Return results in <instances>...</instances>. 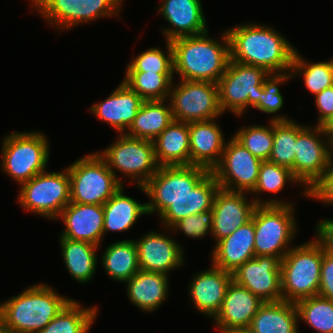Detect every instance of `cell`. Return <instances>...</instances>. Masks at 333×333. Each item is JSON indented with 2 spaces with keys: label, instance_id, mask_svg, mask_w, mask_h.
Masks as SVG:
<instances>
[{
  "label": "cell",
  "instance_id": "cell-48",
  "mask_svg": "<svg viewBox=\"0 0 333 333\" xmlns=\"http://www.w3.org/2000/svg\"><path fill=\"white\" fill-rule=\"evenodd\" d=\"M323 131L326 133L328 155L330 161H333V129H323Z\"/></svg>",
  "mask_w": 333,
  "mask_h": 333
},
{
  "label": "cell",
  "instance_id": "cell-15",
  "mask_svg": "<svg viewBox=\"0 0 333 333\" xmlns=\"http://www.w3.org/2000/svg\"><path fill=\"white\" fill-rule=\"evenodd\" d=\"M325 136L326 133L321 126L312 127L297 123L293 175L304 186L305 191L301 193H304L306 197L307 190L323 174L330 163Z\"/></svg>",
  "mask_w": 333,
  "mask_h": 333
},
{
  "label": "cell",
  "instance_id": "cell-32",
  "mask_svg": "<svg viewBox=\"0 0 333 333\" xmlns=\"http://www.w3.org/2000/svg\"><path fill=\"white\" fill-rule=\"evenodd\" d=\"M59 245L70 276L80 283H88L95 274L99 246L68 238H60Z\"/></svg>",
  "mask_w": 333,
  "mask_h": 333
},
{
  "label": "cell",
  "instance_id": "cell-8",
  "mask_svg": "<svg viewBox=\"0 0 333 333\" xmlns=\"http://www.w3.org/2000/svg\"><path fill=\"white\" fill-rule=\"evenodd\" d=\"M97 153L121 184L116 170L132 179L131 183L134 181L138 186H144L159 167L155 159L154 142L126 134H120L113 144Z\"/></svg>",
  "mask_w": 333,
  "mask_h": 333
},
{
  "label": "cell",
  "instance_id": "cell-47",
  "mask_svg": "<svg viewBox=\"0 0 333 333\" xmlns=\"http://www.w3.org/2000/svg\"><path fill=\"white\" fill-rule=\"evenodd\" d=\"M317 236L323 241L326 248L333 252V218L324 219L316 226Z\"/></svg>",
  "mask_w": 333,
  "mask_h": 333
},
{
  "label": "cell",
  "instance_id": "cell-25",
  "mask_svg": "<svg viewBox=\"0 0 333 333\" xmlns=\"http://www.w3.org/2000/svg\"><path fill=\"white\" fill-rule=\"evenodd\" d=\"M255 230L253 214L251 219L229 236L219 240L212 250V264L233 273L246 261L255 257Z\"/></svg>",
  "mask_w": 333,
  "mask_h": 333
},
{
  "label": "cell",
  "instance_id": "cell-26",
  "mask_svg": "<svg viewBox=\"0 0 333 333\" xmlns=\"http://www.w3.org/2000/svg\"><path fill=\"white\" fill-rule=\"evenodd\" d=\"M215 176L210 171L185 197L177 198L160 215L163 225L170 228L184 217L211 210L219 190Z\"/></svg>",
  "mask_w": 333,
  "mask_h": 333
},
{
  "label": "cell",
  "instance_id": "cell-6",
  "mask_svg": "<svg viewBox=\"0 0 333 333\" xmlns=\"http://www.w3.org/2000/svg\"><path fill=\"white\" fill-rule=\"evenodd\" d=\"M67 170L70 202L103 205L123 186L97 152L77 159Z\"/></svg>",
  "mask_w": 333,
  "mask_h": 333
},
{
  "label": "cell",
  "instance_id": "cell-21",
  "mask_svg": "<svg viewBox=\"0 0 333 333\" xmlns=\"http://www.w3.org/2000/svg\"><path fill=\"white\" fill-rule=\"evenodd\" d=\"M158 11L171 24L161 30L166 41L208 32L201 0H162Z\"/></svg>",
  "mask_w": 333,
  "mask_h": 333
},
{
  "label": "cell",
  "instance_id": "cell-23",
  "mask_svg": "<svg viewBox=\"0 0 333 333\" xmlns=\"http://www.w3.org/2000/svg\"><path fill=\"white\" fill-rule=\"evenodd\" d=\"M232 273L211 264V268L194 275L189 296L197 311L214 318L220 311Z\"/></svg>",
  "mask_w": 333,
  "mask_h": 333
},
{
  "label": "cell",
  "instance_id": "cell-46",
  "mask_svg": "<svg viewBox=\"0 0 333 333\" xmlns=\"http://www.w3.org/2000/svg\"><path fill=\"white\" fill-rule=\"evenodd\" d=\"M314 96L316 108L319 113L318 123L316 125L322 126L333 114V85Z\"/></svg>",
  "mask_w": 333,
  "mask_h": 333
},
{
  "label": "cell",
  "instance_id": "cell-16",
  "mask_svg": "<svg viewBox=\"0 0 333 333\" xmlns=\"http://www.w3.org/2000/svg\"><path fill=\"white\" fill-rule=\"evenodd\" d=\"M246 192L229 191L219 188L212 207L213 226L211 236L215 241L229 236L237 228L248 222L257 205H290V202L278 201L275 198L262 201L254 198L248 201Z\"/></svg>",
  "mask_w": 333,
  "mask_h": 333
},
{
  "label": "cell",
  "instance_id": "cell-10",
  "mask_svg": "<svg viewBox=\"0 0 333 333\" xmlns=\"http://www.w3.org/2000/svg\"><path fill=\"white\" fill-rule=\"evenodd\" d=\"M209 172L195 165L159 166L144 186H138L149 197L148 215L156 212L160 215L175 199L192 191Z\"/></svg>",
  "mask_w": 333,
  "mask_h": 333
},
{
  "label": "cell",
  "instance_id": "cell-5",
  "mask_svg": "<svg viewBox=\"0 0 333 333\" xmlns=\"http://www.w3.org/2000/svg\"><path fill=\"white\" fill-rule=\"evenodd\" d=\"M49 140L42 132H13L3 137L1 168L18 185L46 171Z\"/></svg>",
  "mask_w": 333,
  "mask_h": 333
},
{
  "label": "cell",
  "instance_id": "cell-7",
  "mask_svg": "<svg viewBox=\"0 0 333 333\" xmlns=\"http://www.w3.org/2000/svg\"><path fill=\"white\" fill-rule=\"evenodd\" d=\"M294 205H257L253 211L255 256L282 258L296 236ZM288 246V248H287Z\"/></svg>",
  "mask_w": 333,
  "mask_h": 333
},
{
  "label": "cell",
  "instance_id": "cell-17",
  "mask_svg": "<svg viewBox=\"0 0 333 333\" xmlns=\"http://www.w3.org/2000/svg\"><path fill=\"white\" fill-rule=\"evenodd\" d=\"M280 263L275 256H255L232 273V280L264 302L281 301Z\"/></svg>",
  "mask_w": 333,
  "mask_h": 333
},
{
  "label": "cell",
  "instance_id": "cell-49",
  "mask_svg": "<svg viewBox=\"0 0 333 333\" xmlns=\"http://www.w3.org/2000/svg\"><path fill=\"white\" fill-rule=\"evenodd\" d=\"M226 333H255V332L250 327H245V328L233 329Z\"/></svg>",
  "mask_w": 333,
  "mask_h": 333
},
{
  "label": "cell",
  "instance_id": "cell-24",
  "mask_svg": "<svg viewBox=\"0 0 333 333\" xmlns=\"http://www.w3.org/2000/svg\"><path fill=\"white\" fill-rule=\"evenodd\" d=\"M216 118L188 123L190 136V165L210 171L219 163L225 140Z\"/></svg>",
  "mask_w": 333,
  "mask_h": 333
},
{
  "label": "cell",
  "instance_id": "cell-36",
  "mask_svg": "<svg viewBox=\"0 0 333 333\" xmlns=\"http://www.w3.org/2000/svg\"><path fill=\"white\" fill-rule=\"evenodd\" d=\"M291 76L303 75L305 87L315 95L333 85V58L309 63L296 50L291 66Z\"/></svg>",
  "mask_w": 333,
  "mask_h": 333
},
{
  "label": "cell",
  "instance_id": "cell-43",
  "mask_svg": "<svg viewBox=\"0 0 333 333\" xmlns=\"http://www.w3.org/2000/svg\"><path fill=\"white\" fill-rule=\"evenodd\" d=\"M213 226V211L208 210L201 212L199 214H193L187 217H184L182 220L175 223L170 229L173 232L182 231L185 236L190 238H203L208 235L207 233L212 234Z\"/></svg>",
  "mask_w": 333,
  "mask_h": 333
},
{
  "label": "cell",
  "instance_id": "cell-11",
  "mask_svg": "<svg viewBox=\"0 0 333 333\" xmlns=\"http://www.w3.org/2000/svg\"><path fill=\"white\" fill-rule=\"evenodd\" d=\"M269 73L253 65L230 60L218 81L219 104L223 113L230 110L240 116L260 101V87Z\"/></svg>",
  "mask_w": 333,
  "mask_h": 333
},
{
  "label": "cell",
  "instance_id": "cell-4",
  "mask_svg": "<svg viewBox=\"0 0 333 333\" xmlns=\"http://www.w3.org/2000/svg\"><path fill=\"white\" fill-rule=\"evenodd\" d=\"M310 241L294 246L281 260V290L286 302L318 295L323 241L318 236Z\"/></svg>",
  "mask_w": 333,
  "mask_h": 333
},
{
  "label": "cell",
  "instance_id": "cell-18",
  "mask_svg": "<svg viewBox=\"0 0 333 333\" xmlns=\"http://www.w3.org/2000/svg\"><path fill=\"white\" fill-rule=\"evenodd\" d=\"M134 241L140 270L168 275L174 268L184 265L183 249L169 234L150 231Z\"/></svg>",
  "mask_w": 333,
  "mask_h": 333
},
{
  "label": "cell",
  "instance_id": "cell-40",
  "mask_svg": "<svg viewBox=\"0 0 333 333\" xmlns=\"http://www.w3.org/2000/svg\"><path fill=\"white\" fill-rule=\"evenodd\" d=\"M166 45V52L158 47H151L132 58L126 72L174 73L173 49L170 41H166Z\"/></svg>",
  "mask_w": 333,
  "mask_h": 333
},
{
  "label": "cell",
  "instance_id": "cell-27",
  "mask_svg": "<svg viewBox=\"0 0 333 333\" xmlns=\"http://www.w3.org/2000/svg\"><path fill=\"white\" fill-rule=\"evenodd\" d=\"M125 283L128 299L141 311L153 312L168 296V275L139 270Z\"/></svg>",
  "mask_w": 333,
  "mask_h": 333
},
{
  "label": "cell",
  "instance_id": "cell-3",
  "mask_svg": "<svg viewBox=\"0 0 333 333\" xmlns=\"http://www.w3.org/2000/svg\"><path fill=\"white\" fill-rule=\"evenodd\" d=\"M71 300L44 283L32 285L0 303V320L11 333H36L43 330Z\"/></svg>",
  "mask_w": 333,
  "mask_h": 333
},
{
  "label": "cell",
  "instance_id": "cell-28",
  "mask_svg": "<svg viewBox=\"0 0 333 333\" xmlns=\"http://www.w3.org/2000/svg\"><path fill=\"white\" fill-rule=\"evenodd\" d=\"M153 142L159 166L190 165L188 123L173 120Z\"/></svg>",
  "mask_w": 333,
  "mask_h": 333
},
{
  "label": "cell",
  "instance_id": "cell-30",
  "mask_svg": "<svg viewBox=\"0 0 333 333\" xmlns=\"http://www.w3.org/2000/svg\"><path fill=\"white\" fill-rule=\"evenodd\" d=\"M172 121L169 100L144 101L133 124L125 134L132 138L154 141Z\"/></svg>",
  "mask_w": 333,
  "mask_h": 333
},
{
  "label": "cell",
  "instance_id": "cell-50",
  "mask_svg": "<svg viewBox=\"0 0 333 333\" xmlns=\"http://www.w3.org/2000/svg\"><path fill=\"white\" fill-rule=\"evenodd\" d=\"M321 127L322 129H333V114L327 119V121Z\"/></svg>",
  "mask_w": 333,
  "mask_h": 333
},
{
  "label": "cell",
  "instance_id": "cell-12",
  "mask_svg": "<svg viewBox=\"0 0 333 333\" xmlns=\"http://www.w3.org/2000/svg\"><path fill=\"white\" fill-rule=\"evenodd\" d=\"M173 85L168 97L173 120L192 123L222 115L217 83L181 80L176 87Z\"/></svg>",
  "mask_w": 333,
  "mask_h": 333
},
{
  "label": "cell",
  "instance_id": "cell-33",
  "mask_svg": "<svg viewBox=\"0 0 333 333\" xmlns=\"http://www.w3.org/2000/svg\"><path fill=\"white\" fill-rule=\"evenodd\" d=\"M101 258L104 270L114 281L125 283L140 270L133 239L112 243L104 250Z\"/></svg>",
  "mask_w": 333,
  "mask_h": 333
},
{
  "label": "cell",
  "instance_id": "cell-13",
  "mask_svg": "<svg viewBox=\"0 0 333 333\" xmlns=\"http://www.w3.org/2000/svg\"><path fill=\"white\" fill-rule=\"evenodd\" d=\"M122 2L123 0H42L35 9L51 27L64 30L101 17L118 16Z\"/></svg>",
  "mask_w": 333,
  "mask_h": 333
},
{
  "label": "cell",
  "instance_id": "cell-44",
  "mask_svg": "<svg viewBox=\"0 0 333 333\" xmlns=\"http://www.w3.org/2000/svg\"><path fill=\"white\" fill-rule=\"evenodd\" d=\"M307 197L333 205V161H330L327 169L307 190Z\"/></svg>",
  "mask_w": 333,
  "mask_h": 333
},
{
  "label": "cell",
  "instance_id": "cell-45",
  "mask_svg": "<svg viewBox=\"0 0 333 333\" xmlns=\"http://www.w3.org/2000/svg\"><path fill=\"white\" fill-rule=\"evenodd\" d=\"M318 295L333 300V252H330L324 243Z\"/></svg>",
  "mask_w": 333,
  "mask_h": 333
},
{
  "label": "cell",
  "instance_id": "cell-51",
  "mask_svg": "<svg viewBox=\"0 0 333 333\" xmlns=\"http://www.w3.org/2000/svg\"><path fill=\"white\" fill-rule=\"evenodd\" d=\"M0 333H11V331L0 320Z\"/></svg>",
  "mask_w": 333,
  "mask_h": 333
},
{
  "label": "cell",
  "instance_id": "cell-31",
  "mask_svg": "<svg viewBox=\"0 0 333 333\" xmlns=\"http://www.w3.org/2000/svg\"><path fill=\"white\" fill-rule=\"evenodd\" d=\"M103 212L104 235L110 231H127L140 216L148 215L147 204L139 203L134 198L124 195L123 186L103 204Z\"/></svg>",
  "mask_w": 333,
  "mask_h": 333
},
{
  "label": "cell",
  "instance_id": "cell-35",
  "mask_svg": "<svg viewBox=\"0 0 333 333\" xmlns=\"http://www.w3.org/2000/svg\"><path fill=\"white\" fill-rule=\"evenodd\" d=\"M174 73L125 72L124 82L144 101L166 100Z\"/></svg>",
  "mask_w": 333,
  "mask_h": 333
},
{
  "label": "cell",
  "instance_id": "cell-1",
  "mask_svg": "<svg viewBox=\"0 0 333 333\" xmlns=\"http://www.w3.org/2000/svg\"><path fill=\"white\" fill-rule=\"evenodd\" d=\"M230 60L265 69L268 73L291 70L296 48L270 26L241 24L226 30Z\"/></svg>",
  "mask_w": 333,
  "mask_h": 333
},
{
  "label": "cell",
  "instance_id": "cell-20",
  "mask_svg": "<svg viewBox=\"0 0 333 333\" xmlns=\"http://www.w3.org/2000/svg\"><path fill=\"white\" fill-rule=\"evenodd\" d=\"M264 303L250 290L236 284L233 280L228 285L220 311L213 321L217 330L226 333L233 329L250 327L253 317Z\"/></svg>",
  "mask_w": 333,
  "mask_h": 333
},
{
  "label": "cell",
  "instance_id": "cell-34",
  "mask_svg": "<svg viewBox=\"0 0 333 333\" xmlns=\"http://www.w3.org/2000/svg\"><path fill=\"white\" fill-rule=\"evenodd\" d=\"M97 306L82 307L72 299L43 330L36 333H88L97 316Z\"/></svg>",
  "mask_w": 333,
  "mask_h": 333
},
{
  "label": "cell",
  "instance_id": "cell-38",
  "mask_svg": "<svg viewBox=\"0 0 333 333\" xmlns=\"http://www.w3.org/2000/svg\"><path fill=\"white\" fill-rule=\"evenodd\" d=\"M297 123L273 120V148L269 162L287 167L293 172L296 155Z\"/></svg>",
  "mask_w": 333,
  "mask_h": 333
},
{
  "label": "cell",
  "instance_id": "cell-14",
  "mask_svg": "<svg viewBox=\"0 0 333 333\" xmlns=\"http://www.w3.org/2000/svg\"><path fill=\"white\" fill-rule=\"evenodd\" d=\"M227 142L219 163L211 172L220 188L250 194L255 188L262 161L234 137Z\"/></svg>",
  "mask_w": 333,
  "mask_h": 333
},
{
  "label": "cell",
  "instance_id": "cell-2",
  "mask_svg": "<svg viewBox=\"0 0 333 333\" xmlns=\"http://www.w3.org/2000/svg\"><path fill=\"white\" fill-rule=\"evenodd\" d=\"M224 31L221 34L223 42L209 38L208 32L170 41L173 72L181 80L218 83L230 61L229 37Z\"/></svg>",
  "mask_w": 333,
  "mask_h": 333
},
{
  "label": "cell",
  "instance_id": "cell-22",
  "mask_svg": "<svg viewBox=\"0 0 333 333\" xmlns=\"http://www.w3.org/2000/svg\"><path fill=\"white\" fill-rule=\"evenodd\" d=\"M144 100L124 81L102 102L90 107V112L108 123L119 134H125L133 124Z\"/></svg>",
  "mask_w": 333,
  "mask_h": 333
},
{
  "label": "cell",
  "instance_id": "cell-41",
  "mask_svg": "<svg viewBox=\"0 0 333 333\" xmlns=\"http://www.w3.org/2000/svg\"><path fill=\"white\" fill-rule=\"evenodd\" d=\"M287 182H295L302 185L289 168L269 161H262L258 179L251 194L256 195L262 192L278 193L283 190Z\"/></svg>",
  "mask_w": 333,
  "mask_h": 333
},
{
  "label": "cell",
  "instance_id": "cell-42",
  "mask_svg": "<svg viewBox=\"0 0 333 333\" xmlns=\"http://www.w3.org/2000/svg\"><path fill=\"white\" fill-rule=\"evenodd\" d=\"M290 78H292L291 71L284 73H269L263 81V86L260 87V101L254 108L267 114L279 112L284 104L279 86L281 83L290 80Z\"/></svg>",
  "mask_w": 333,
  "mask_h": 333
},
{
  "label": "cell",
  "instance_id": "cell-37",
  "mask_svg": "<svg viewBox=\"0 0 333 333\" xmlns=\"http://www.w3.org/2000/svg\"><path fill=\"white\" fill-rule=\"evenodd\" d=\"M273 120L290 121L284 116H274L269 121V126L249 125L241 127L233 137L243 145L252 155L261 161H268L273 148Z\"/></svg>",
  "mask_w": 333,
  "mask_h": 333
},
{
  "label": "cell",
  "instance_id": "cell-29",
  "mask_svg": "<svg viewBox=\"0 0 333 333\" xmlns=\"http://www.w3.org/2000/svg\"><path fill=\"white\" fill-rule=\"evenodd\" d=\"M295 303L284 300L264 302L253 317L250 328L255 333H299Z\"/></svg>",
  "mask_w": 333,
  "mask_h": 333
},
{
  "label": "cell",
  "instance_id": "cell-52",
  "mask_svg": "<svg viewBox=\"0 0 333 333\" xmlns=\"http://www.w3.org/2000/svg\"><path fill=\"white\" fill-rule=\"evenodd\" d=\"M42 0H31V4L34 7V9L38 6V4L41 2Z\"/></svg>",
  "mask_w": 333,
  "mask_h": 333
},
{
  "label": "cell",
  "instance_id": "cell-19",
  "mask_svg": "<svg viewBox=\"0 0 333 333\" xmlns=\"http://www.w3.org/2000/svg\"><path fill=\"white\" fill-rule=\"evenodd\" d=\"M62 218L65 229L60 238L84 241L101 246L104 238L103 205L70 202L57 219Z\"/></svg>",
  "mask_w": 333,
  "mask_h": 333
},
{
  "label": "cell",
  "instance_id": "cell-39",
  "mask_svg": "<svg viewBox=\"0 0 333 333\" xmlns=\"http://www.w3.org/2000/svg\"><path fill=\"white\" fill-rule=\"evenodd\" d=\"M298 320H303L319 333H333V300L319 295L295 303Z\"/></svg>",
  "mask_w": 333,
  "mask_h": 333
},
{
  "label": "cell",
  "instance_id": "cell-9",
  "mask_svg": "<svg viewBox=\"0 0 333 333\" xmlns=\"http://www.w3.org/2000/svg\"><path fill=\"white\" fill-rule=\"evenodd\" d=\"M18 202L23 209L39 216L57 219L70 203V178L68 170L63 172H41L22 183Z\"/></svg>",
  "mask_w": 333,
  "mask_h": 333
}]
</instances>
